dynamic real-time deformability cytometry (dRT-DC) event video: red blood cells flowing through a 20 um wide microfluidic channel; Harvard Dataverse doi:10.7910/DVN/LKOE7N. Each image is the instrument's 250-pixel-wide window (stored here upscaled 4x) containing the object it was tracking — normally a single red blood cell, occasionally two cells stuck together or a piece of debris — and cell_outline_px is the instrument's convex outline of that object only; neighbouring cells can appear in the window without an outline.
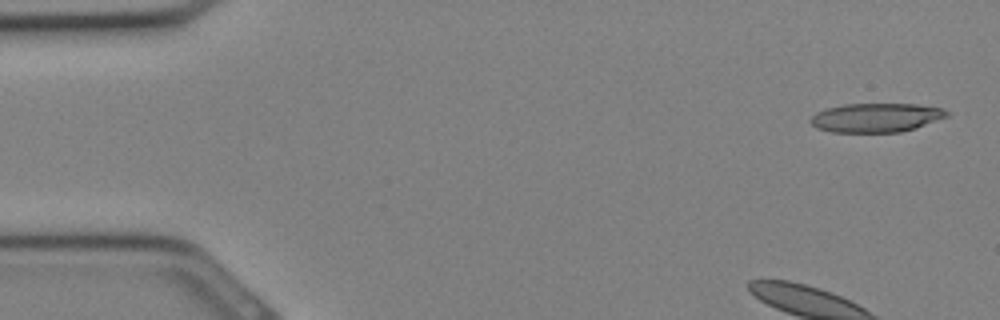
{"species": "Egyptian fruit bat (a non-hibernating species)", "species_latin": "Rousettus aegyptiacus", "temperature_condition": "cold", "stored_images_in_passage": 28, "camera_frame_rate_fps": 3000, "um_per_image_px": 0.085, "animal": {"sex": "female"}, "frame": {"image": 1, "passage_image": 1, "time_ms": 0.0, "image_size_px": [1000, 320], "cell_outline_px": [[948, 116], [916, 128], [900, 132], [832, 132], [816, 128], [808, 120], [816, 112], [828, 108], [844, 104], [916, 104], [940, 108], [948, 112]], "centroid_in_image_um": [74.44, 10.0], "position_along_channel_um": 10.6, "area_um2": 22.95}}